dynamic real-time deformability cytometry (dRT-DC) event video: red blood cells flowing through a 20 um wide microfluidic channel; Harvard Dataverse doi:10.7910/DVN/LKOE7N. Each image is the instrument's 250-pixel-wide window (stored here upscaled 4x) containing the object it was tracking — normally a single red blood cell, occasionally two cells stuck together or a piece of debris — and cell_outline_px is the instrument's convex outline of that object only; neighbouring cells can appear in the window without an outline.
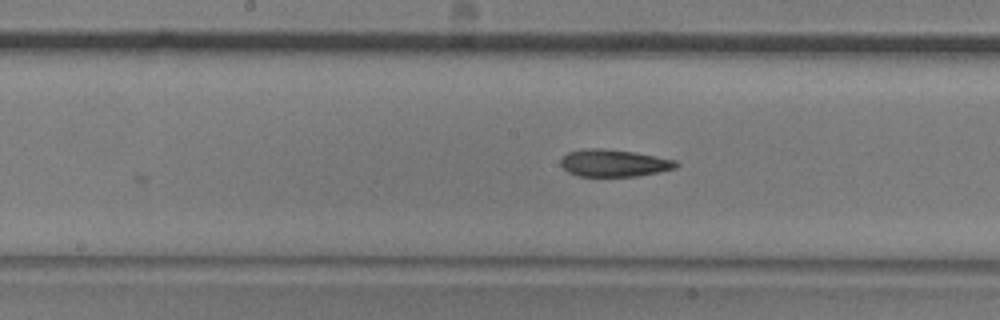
{"species": "common noctule bat (a hibernating species)", "species_latin": "Nyctalus noctula", "temperature_condition": "room temperature", "stored_images_in_passage": 9, "camera_frame_rate_fps": 3000, "um_per_image_px": 0.085, "animal": {"sex": "male", "body_mass_g": 20.5, "forearm_length_mm": 52.5}, "frame": {"image": 1, "passage_image": 9, "time_ms": 2.667, "image_size_px": [1000, 320], "cell_outline_px": [[680, 164], [676, 168], [636, 176], [580, 176], [568, 172], [560, 164], [560, 160], [568, 152], [584, 148], [600, 148], [632, 152], [656, 156], [676, 160]], "centroid_in_image_um": [52.17, 13.85], "position_along_channel_um": 196.0, "area_um2": 18.15}}